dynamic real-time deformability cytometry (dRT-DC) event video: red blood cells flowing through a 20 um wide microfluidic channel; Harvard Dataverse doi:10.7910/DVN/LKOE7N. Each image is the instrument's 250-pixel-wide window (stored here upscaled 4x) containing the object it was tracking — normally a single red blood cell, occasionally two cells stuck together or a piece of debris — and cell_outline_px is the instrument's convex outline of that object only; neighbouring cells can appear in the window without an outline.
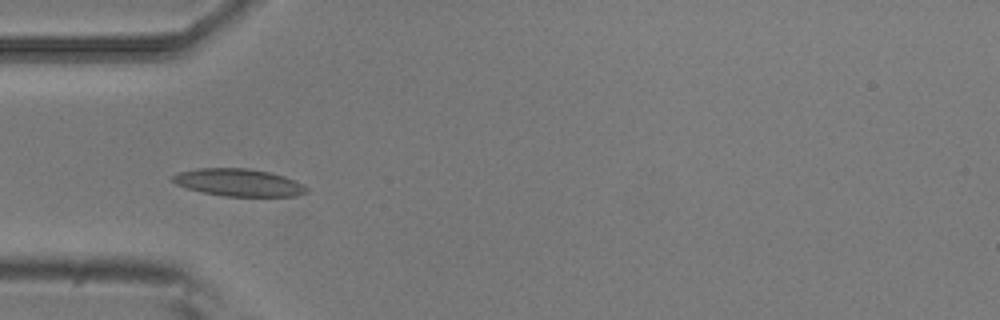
{"species": "common noctule bat (a hibernating species)", "species_latin": "Nyctalus noctula", "temperature_condition": "room temperature", "stored_images_in_passage": 6, "camera_frame_rate_fps": 3000, "um_per_image_px": 0.085, "animal": {"sex": "male", "body_mass_g": 20.5, "forearm_length_mm": 52.5}, "frame": {"image": 1, "passage_image": 4, "time_ms": 1.0, "image_size_px": [1000, 320], "cell_outline_px": [[308, 192], [296, 196], [224, 196], [204, 192], [188, 188], [176, 184], [172, 180], [172, 176], [180, 172], [196, 168], [248, 168], [268, 172], [284, 176], [308, 188]], "centroid_in_image_um": [20.28, 15.51], "position_along_channel_um": 64.7, "area_um2": 21.1}}
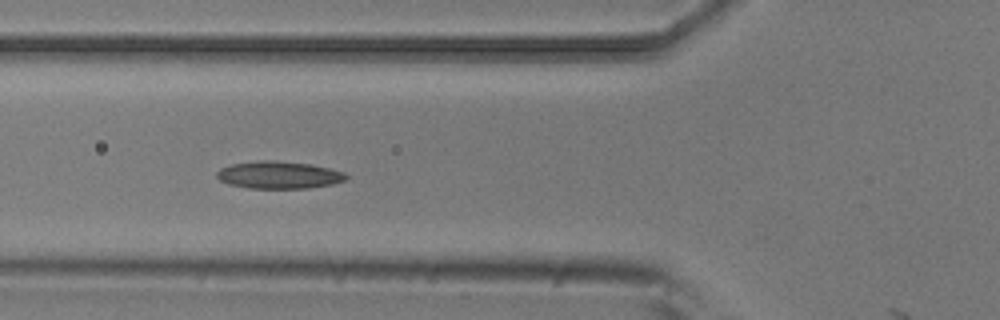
{"frame": {"image": 2, "passage_image": 5, "time_ms": 1.333, "image_size_px": [1000, 320], "cell_outline_px": [[348, 180], [332, 184], [308, 188], [248, 188], [228, 184], [220, 180], [216, 176], [216, 172], [220, 168], [232, 164], [260, 160], [276, 160], [308, 164], [328, 168], [344, 172], [348, 176]], "centroid_in_image_um": [23.7, 14.87], "position_along_channel_um": 102.1, "area_um2": 20.63}}
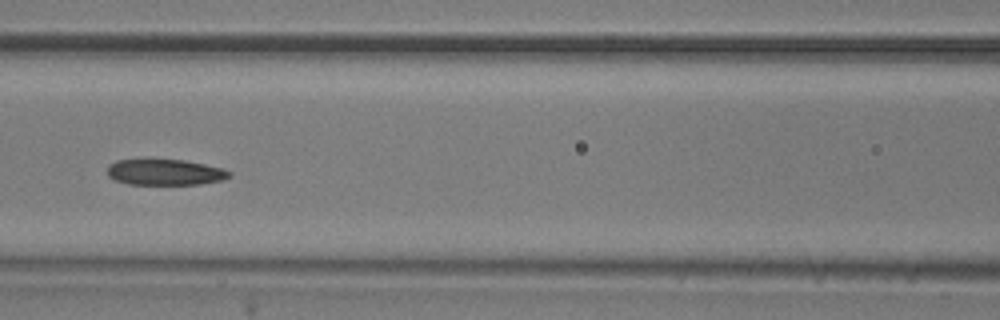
{"frame": {"image": 3, "passage_image": 6, "time_ms": 1.667, "image_size_px": [1000, 320], "cell_outline_px": [[232, 176], [224, 180], [200, 184], [128, 184], [116, 180], [108, 176], [108, 164], [116, 160], [140, 156], [152, 156], [184, 160], [204, 164], [220, 168], [232, 172]], "centroid_in_image_um": [13.96, 14.57], "position_along_channel_um": 152.6, "area_um2": 19.48}}